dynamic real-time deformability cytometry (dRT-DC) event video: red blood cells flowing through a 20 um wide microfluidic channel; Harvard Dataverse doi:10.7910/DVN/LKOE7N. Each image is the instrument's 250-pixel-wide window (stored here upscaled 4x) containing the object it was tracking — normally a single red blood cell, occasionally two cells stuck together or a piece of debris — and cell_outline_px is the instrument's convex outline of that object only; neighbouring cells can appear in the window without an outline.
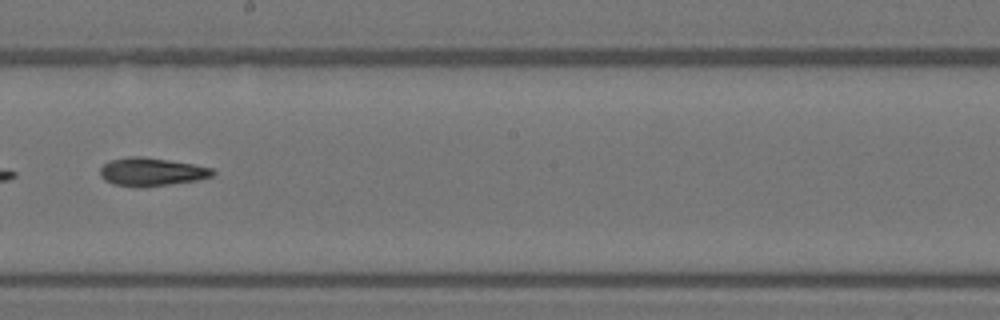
{"species": "Egyptian fruit bat (a non-hibernating species)", "species_latin": "Rousettus aegyptiacus", "temperature_condition": "warm", "stored_images_in_passage": 45, "segment_of_instrument_passage": [2, 2], "camera_frame_rate_fps": 3000, "um_per_image_px": 0.085, "animal": {"sex": "female"}, "frame": {"image": 1, "passage_image": 28, "time_ms": 9.0, "image_size_px": [1000, 320], "cell_outline_px": [[216, 172], [212, 176], [196, 180], [168, 184], [112, 184], [104, 180], [100, 176], [100, 168], [108, 160], [128, 156], [144, 156], [192, 164], [212, 168]], "centroid_in_image_um": [12.86, 14.55], "position_along_channel_um": 235.3, "area_um2": 17.8}}
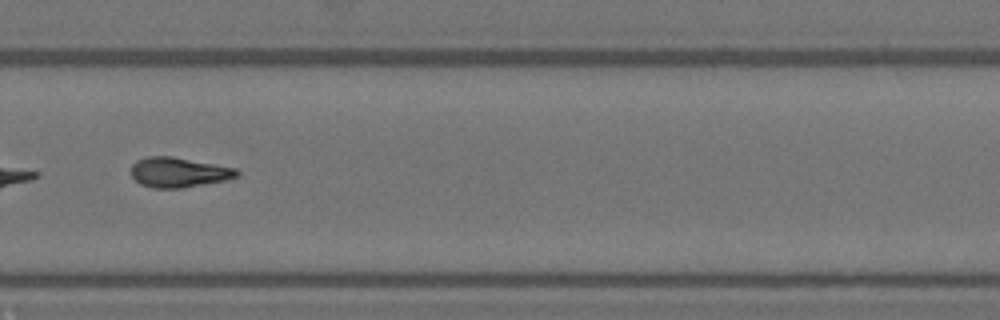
{"frame": {"image": 2, "passage_image": 34, "time_ms": 11.0, "image_size_px": [1000, 320], "cell_outline_px": [[240, 176], [228, 180], [180, 188], [152, 188], [140, 184], [132, 176], [132, 164], [136, 160], [148, 156], [172, 156], [236, 168], [240, 172]], "centroid_in_image_um": [15.21, 14.65], "position_along_channel_um": 314.6, "area_um2": 18.55}}
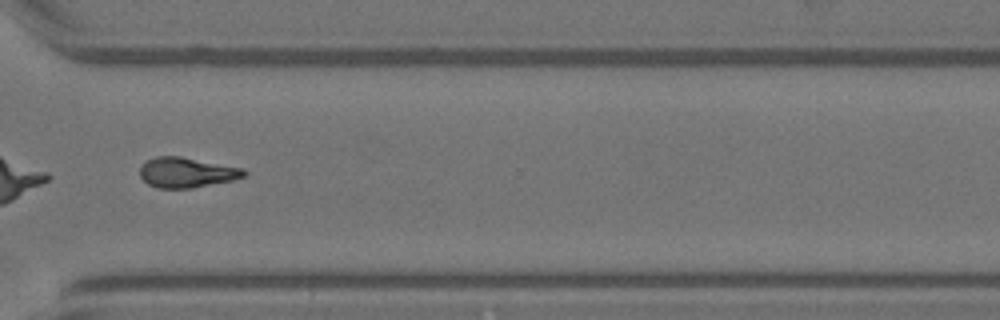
{"frame": {"image": 3, "passage_image": 37, "time_ms": 12.0, "image_size_px": [1000, 320], "cell_outline_px": [[248, 172], [244, 176], [232, 180], [192, 188], [156, 188], [148, 184], [140, 176], [140, 168], [148, 160], [156, 156], [180, 156], [244, 168]], "centroid_in_image_um": [15.87, 14.66], "position_along_channel_um": 354.7, "area_um2": 18.21}}